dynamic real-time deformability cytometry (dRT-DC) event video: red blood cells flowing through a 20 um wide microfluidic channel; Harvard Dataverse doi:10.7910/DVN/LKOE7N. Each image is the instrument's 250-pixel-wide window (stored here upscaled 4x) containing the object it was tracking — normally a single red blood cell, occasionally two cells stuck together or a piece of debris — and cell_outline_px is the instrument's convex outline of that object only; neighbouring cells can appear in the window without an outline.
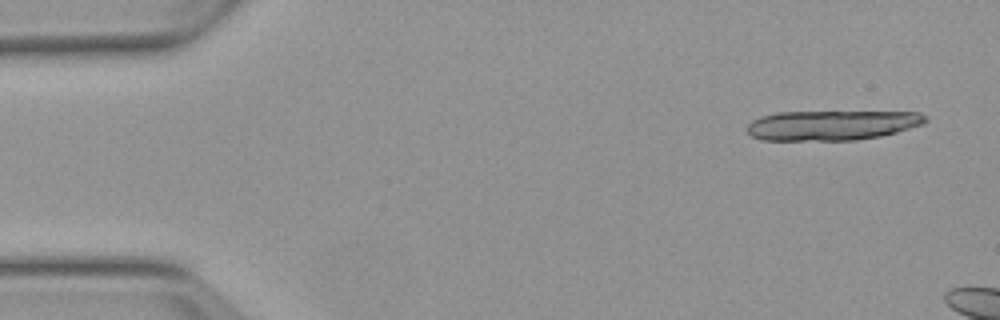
{"species": "Egyptian fruit bat (a non-hibernating species)", "species_latin": "Rousettus aegyptiacus", "temperature_condition": "warm", "stored_images_in_passage": 3, "camera_frame_rate_fps": 3000, "um_per_image_px": 0.085, "animal": {"sex": "female"}, "frame": {"image": 1, "passage_image": 1, "time_ms": 0.0, "image_size_px": [1000, 320], "cell_outline_px": [[928, 120], [924, 124], [896, 132], [880, 136], [856, 140], [764, 140], [752, 136], [748, 132], [748, 124], [752, 120], [760, 116], [780, 112], [920, 112]], "centroid_in_image_um": [70.71, 10.64], "position_along_channel_um": 14.3, "area_um2": 30.92}}